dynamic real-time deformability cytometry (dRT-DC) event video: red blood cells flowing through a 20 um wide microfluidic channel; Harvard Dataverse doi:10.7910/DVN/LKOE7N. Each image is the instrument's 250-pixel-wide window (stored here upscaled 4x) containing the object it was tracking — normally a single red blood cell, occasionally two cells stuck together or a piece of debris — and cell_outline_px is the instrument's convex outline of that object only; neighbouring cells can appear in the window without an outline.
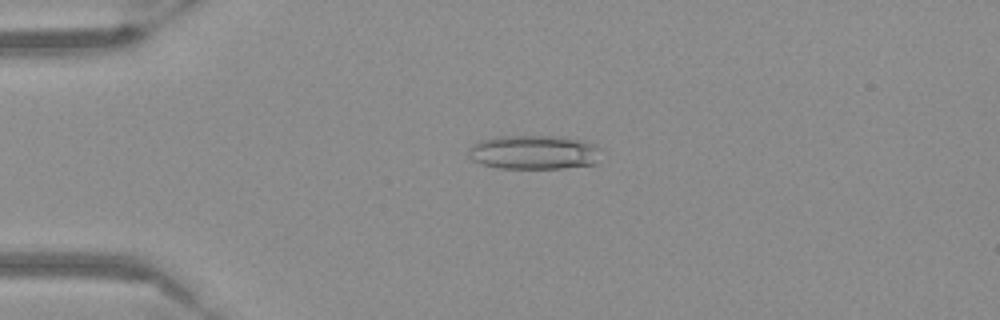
{"species": "Egyptian fruit bat (a non-hibernating species)", "species_latin": "Rousettus aegyptiacus", "temperature_condition": "warm", "stored_images_in_passage": 50, "camera_frame_rate_fps": 3000, "um_per_image_px": 0.085, "frame": {"image": 1, "passage_image": 9, "time_ms": 2.667, "image_size_px": [1000, 320], "cell_outline_px": [[600, 148], [596, 164], [564, 168], [500, 168], [480, 164], [472, 160], [468, 156], [468, 148], [472, 144], [480, 140], [496, 136], [560, 136], [584, 140], [596, 144]], "centroid_in_image_um": [45.37, 12.93], "position_along_channel_um": 39.6, "area_um2": 26.76}}
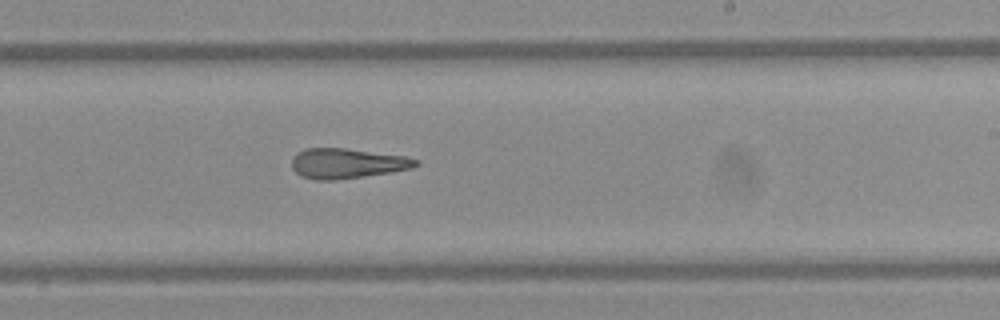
{"frame": {"image": 2, "passage_image": 29, "time_ms": 9.333, "image_size_px": [1000, 320], "cell_outline_px": [[420, 164], [412, 168], [392, 172], [336, 180], [316, 180], [300, 176], [292, 168], [292, 156], [304, 148], [344, 148], [404, 156], [420, 160]], "centroid_in_image_um": [29.49, 13.89], "position_along_channel_um": 259.5, "area_um2": 21.79}}
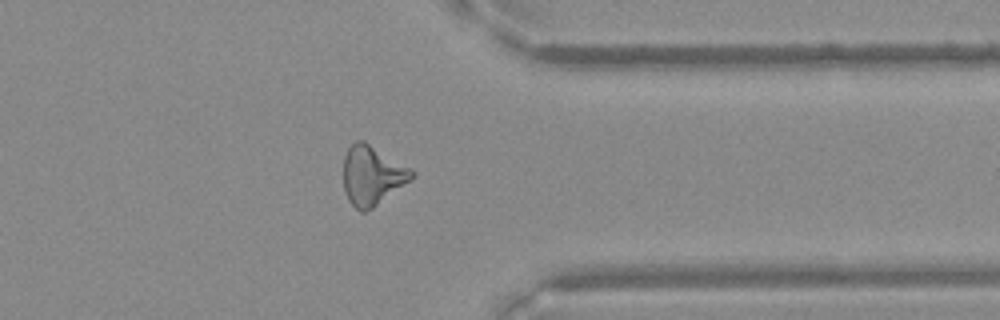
{"frame": {"image": 3, "passage_image": 39, "time_ms": 12.667, "image_size_px": [1000, 320], "cell_outline_px": [[416, 176], [412, 180], [372, 208], [364, 212], [360, 212], [348, 200], [344, 188], [344, 156], [348, 148], [356, 140], [364, 140], [412, 168], [416, 172]], "centroid_in_image_um": [31.67, 14.89], "position_along_channel_um": 379.7, "area_um2": 23.81}}